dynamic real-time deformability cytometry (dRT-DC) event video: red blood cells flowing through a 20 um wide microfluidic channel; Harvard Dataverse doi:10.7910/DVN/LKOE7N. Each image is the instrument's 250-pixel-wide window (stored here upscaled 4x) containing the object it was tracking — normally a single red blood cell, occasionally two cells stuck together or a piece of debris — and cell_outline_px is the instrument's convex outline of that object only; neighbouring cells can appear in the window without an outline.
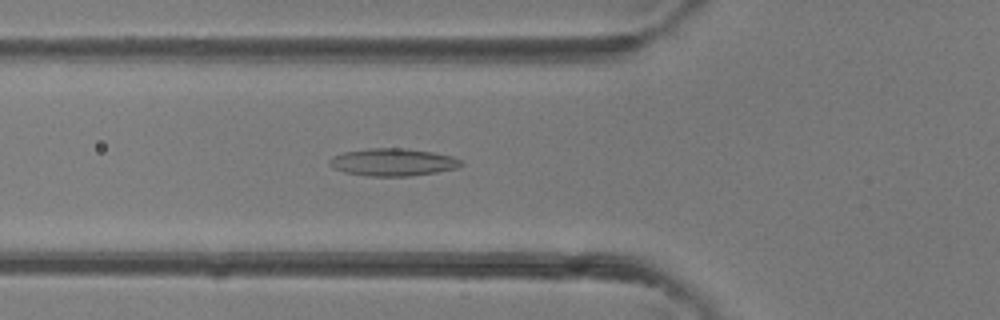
{"species": "common noctule bat (a hibernating species)", "species_latin": "Nyctalus noctula", "temperature_condition": "room temperature", "stored_images_in_passage": 35, "camera_frame_rate_fps": 3000, "um_per_image_px": 0.085, "animal": {"sex": "female"}, "frame": {"image": 1, "passage_image": 11, "time_ms": 3.333, "image_size_px": [1000, 320], "cell_outline_px": [[464, 164], [456, 168], [436, 172], [408, 176], [368, 176], [344, 172], [336, 168], [328, 160], [332, 156], [344, 152], [368, 148], [404, 148], [432, 152], [452, 156], [460, 160]], "centroid_in_image_um": [33.4, 13.78], "position_along_channel_um": 92.4, "area_um2": 20.87}}
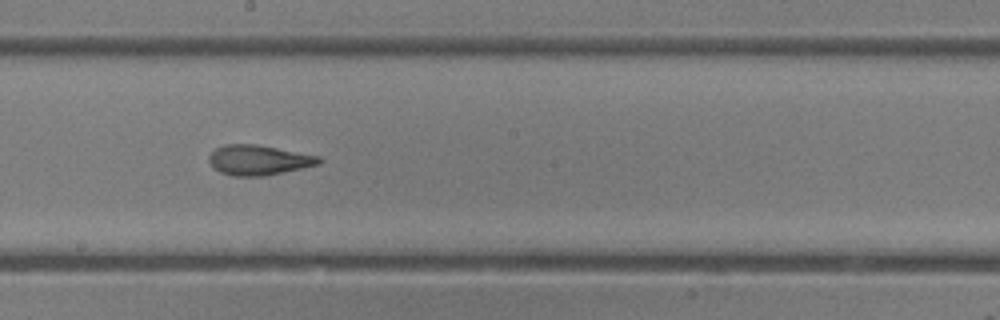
{"frame": {"image": 2, "passage_image": 19, "time_ms": 6.0, "image_size_px": [1000, 320], "cell_outline_px": [[324, 160], [320, 164], [264, 176], [232, 176], [220, 172], [212, 168], [208, 160], [208, 156], [216, 148], [224, 144], [256, 144], [320, 156]], "centroid_in_image_um": [21.97, 13.6], "position_along_channel_um": 226.2, "area_um2": 19.36}}
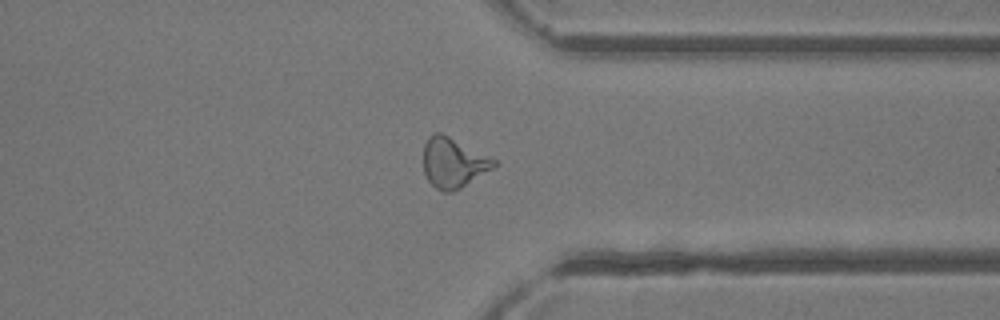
{"frame": {"image": 3, "passage_image": 28, "time_ms": 9.0, "image_size_px": [1000, 320], "cell_outline_px": [[496, 164], [492, 168], [460, 188], [452, 192], [444, 192], [436, 188], [428, 180], [424, 172], [424, 144], [436, 132], [440, 132], [496, 160]], "centroid_in_image_um": [38.5, 13.85], "position_along_channel_um": 372.9, "area_um2": 19.88}}